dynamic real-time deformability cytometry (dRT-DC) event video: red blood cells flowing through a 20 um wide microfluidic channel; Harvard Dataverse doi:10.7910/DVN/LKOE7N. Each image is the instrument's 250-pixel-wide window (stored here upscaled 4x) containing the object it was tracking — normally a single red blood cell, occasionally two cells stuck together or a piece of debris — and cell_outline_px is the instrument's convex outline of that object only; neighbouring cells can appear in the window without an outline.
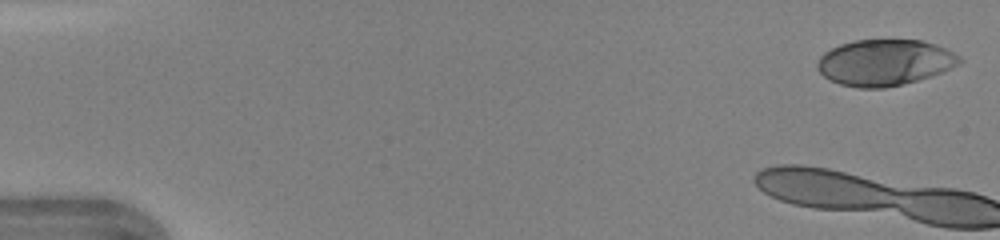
{"species": "human", "species_latin": "Homo sapiens", "temperature_condition": "warm", "stored_images_in_passage": 8, "camera_frame_rate_fps": 3000, "um_per_image_px": 0.085, "donor": {"sex": "female"}, "frame": {"image": 1, "passage_image": 1, "time_ms": 0.0, "image_size_px": [1000, 240], "cell_outline_px": [[964, 60], [960, 64], [944, 72], [904, 84], [884, 88], [860, 88], [840, 84], [828, 80], [816, 68], [816, 64], [820, 56], [824, 52], [840, 44], [856, 40], [920, 40], [936, 44], [960, 56]], "centroid_in_image_um": [75.2, 5.32], "position_along_channel_um": 9.8, "area_um2": 38.44}}